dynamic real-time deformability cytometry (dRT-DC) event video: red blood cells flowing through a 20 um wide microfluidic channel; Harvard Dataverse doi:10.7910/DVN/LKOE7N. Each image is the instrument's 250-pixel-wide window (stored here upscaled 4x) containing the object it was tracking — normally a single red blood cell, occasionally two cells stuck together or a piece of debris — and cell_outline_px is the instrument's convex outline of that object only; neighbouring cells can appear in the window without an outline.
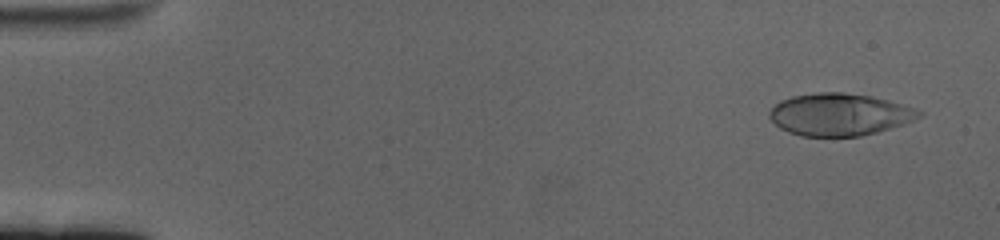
{"species": "human", "species_latin": "Homo sapiens", "temperature_condition": "cold", "stored_images_in_passage": 60, "camera_frame_rate_fps": 3000, "um_per_image_px": 0.085, "donor": {"sex": "female"}, "frame": {"image": 1, "passage_image": 4, "time_ms": 1.0, "image_size_px": [1000, 240], "cell_outline_px": [[924, 112], [920, 116], [904, 124], [876, 132], [860, 136], [800, 136], [788, 132], [780, 128], [768, 116], [768, 112], [780, 100], [792, 96], [820, 92], [844, 92], [872, 96], [888, 100], [916, 108]], "centroid_in_image_um": [71.35, 9.73], "position_along_channel_um": 13.7, "area_um2": 36.82}}
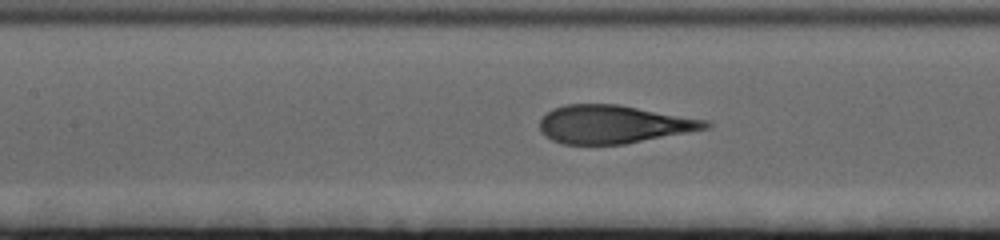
{"frame": {"image": 2, "passage_image": 28, "time_ms": 9.0, "image_size_px": [1000, 240], "cell_outline_px": [[712, 124], [708, 128], [624, 144], [560, 144], [552, 140], [540, 132], [540, 120], [552, 108], [564, 104], [620, 104], [708, 120]], "centroid_in_image_um": [52.13, 10.55], "position_along_channel_um": 155.3, "area_um2": 36.88}}
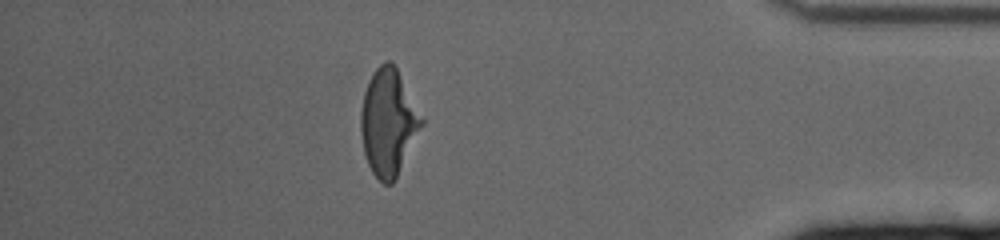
{"frame": {"image": 3, "passage_image": 53, "time_ms": 17.333, "image_size_px": [1000, 240], "cell_outline_px": [[424, 124], [396, 180], [392, 184], [384, 184], [372, 172], [368, 164], [364, 152], [360, 132], [360, 112], [364, 92], [376, 68], [384, 60], [388, 60], [396, 68], [424, 120]], "centroid_in_image_um": [33.01, 10.45], "position_along_channel_um": 402.2, "area_um2": 37.57}, "authors_computed_cell_mechanics": {"area_um2": 37.5122, "velocity_mm_per_s": 3.3887, "shape_relaxation_time_tau1_ms": 4.3198, "shape_relaxation_time_tau2_ms": null, "deformation_change_tau1": 0.2264, "deformation_change_tau2": null}}